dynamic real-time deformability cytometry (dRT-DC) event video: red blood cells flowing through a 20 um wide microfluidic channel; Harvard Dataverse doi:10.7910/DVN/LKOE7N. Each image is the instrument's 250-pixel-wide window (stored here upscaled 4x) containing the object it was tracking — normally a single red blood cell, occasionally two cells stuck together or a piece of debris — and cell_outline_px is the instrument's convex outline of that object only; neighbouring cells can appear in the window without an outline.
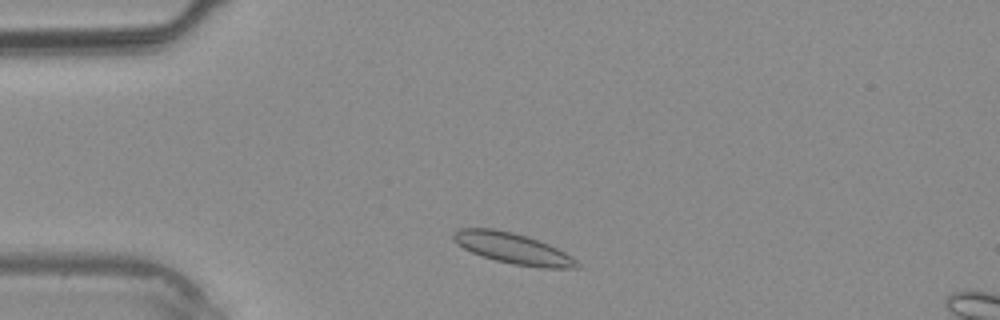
{"species": "common noctule bat (a hibernating species)", "species_latin": "Nyctalus noctula", "temperature_condition": "warm", "stored_images_in_passage": 33, "camera_frame_rate_fps": 3000, "um_per_image_px": 0.085, "animal": {"sex": "male", "body_mass_g": 20.4}, "frame": {"image": 1, "passage_image": 3, "time_ms": 0.667, "image_size_px": [1000, 320], "cell_outline_px": [[584, 268], [540, 268], [512, 264], [496, 260], [472, 252], [456, 244], [452, 236], [452, 232], [460, 228], [496, 228], [528, 236], [548, 244], [572, 256]], "centroid_in_image_um": [43.61, 21.11], "position_along_channel_um": 41.4, "area_um2": 22.31}}
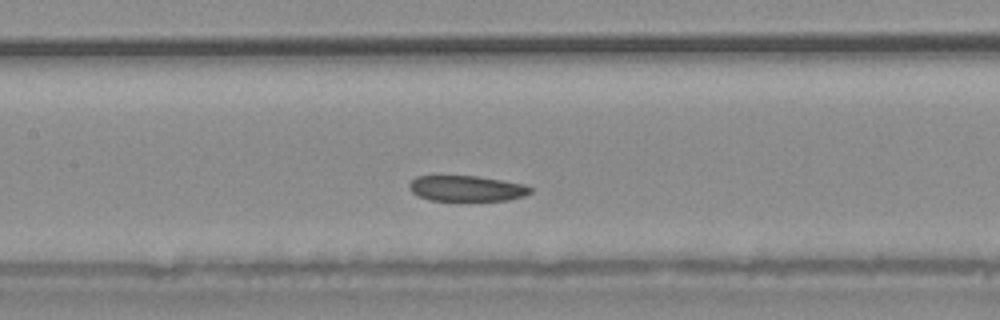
{"frame": {"image": 2, "passage_image": 12, "time_ms": 3.667, "image_size_px": [1000, 320], "cell_outline_px": [[532, 192], [524, 196], [508, 200], [428, 200], [412, 192], [408, 188], [408, 184], [416, 176], [476, 176], [524, 184], [532, 188]], "centroid_in_image_um": [39.65, 16.01], "position_along_channel_um": 167.7, "area_um2": 17.98}}
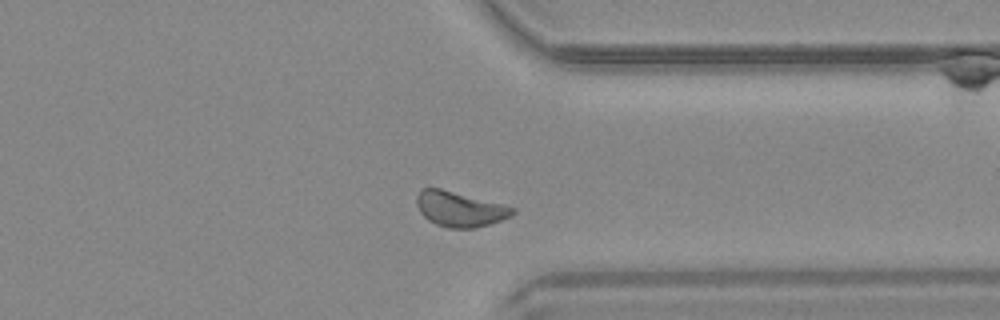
{"frame": {"image": 3, "passage_image": 24, "time_ms": 7.667, "image_size_px": [1000, 320], "cell_outline_px": [[516, 212], [500, 220], [476, 228], [448, 228], [436, 224], [428, 220], [420, 212], [416, 204], [416, 196], [420, 188], [440, 188], [516, 208]], "centroid_in_image_um": [39.03, 17.77], "position_along_channel_um": 372.4, "area_um2": 19.42}}